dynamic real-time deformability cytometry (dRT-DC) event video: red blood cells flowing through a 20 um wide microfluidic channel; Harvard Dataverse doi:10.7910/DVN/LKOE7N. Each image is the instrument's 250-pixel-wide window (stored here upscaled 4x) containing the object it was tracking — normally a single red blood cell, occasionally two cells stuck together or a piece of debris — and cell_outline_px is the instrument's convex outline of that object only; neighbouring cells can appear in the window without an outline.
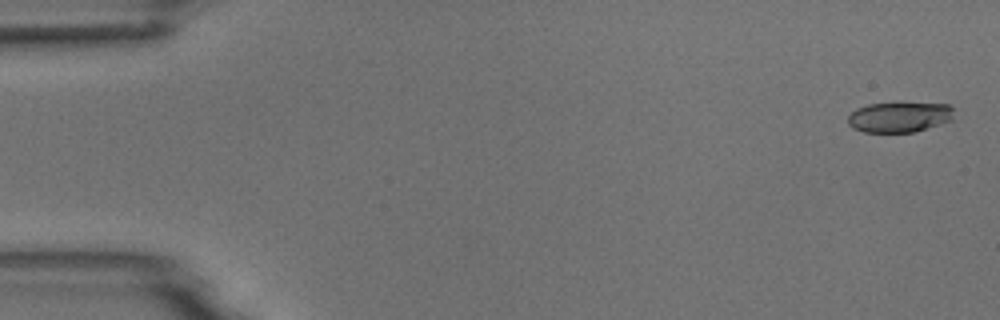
{"species": "common noctule bat (a hibernating species)", "species_latin": "Nyctalus noctula", "temperature_condition": "room temperature", "stored_images_in_passage": 8, "camera_frame_rate_fps": 3000, "um_per_image_px": 0.085, "animal": {"sex": "male", "body_mass_g": 18.8}, "frame": {"image": 1, "passage_image": 1, "time_ms": 0.0, "image_size_px": [1000, 320], "cell_outline_px": [[952, 120], [916, 132], [864, 132], [852, 128], [848, 124], [848, 116], [856, 108], [868, 104], [900, 100], [948, 104], [952, 108]], "centroid_in_image_um": [76.44, 9.9], "position_along_channel_um": 8.6, "area_um2": 19.59}}
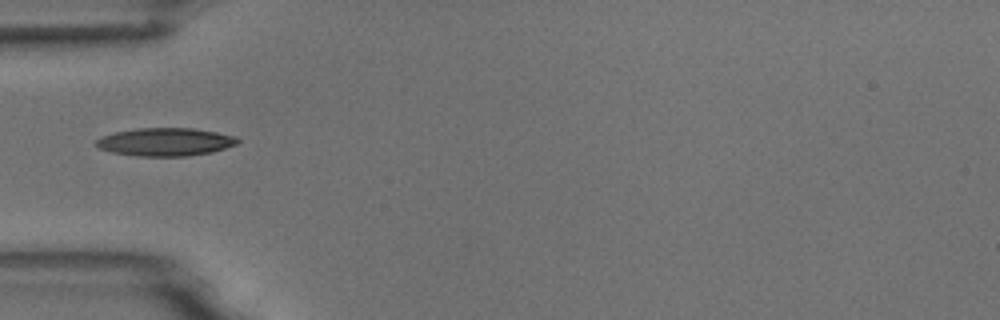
{"frame": {"image": 2, "passage_image": 5, "time_ms": 5.333, "image_size_px": [1000, 320], "cell_outline_px": [[240, 140], [236, 144], [212, 152], [188, 156], [136, 156], [112, 152], [96, 148], [92, 144], [96, 140], [104, 136], [116, 132], [136, 128], [192, 128], [216, 132], [236, 136]], "centroid_in_image_um": [14.02, 12.06], "position_along_channel_um": 71.0, "area_um2": 23.18}}